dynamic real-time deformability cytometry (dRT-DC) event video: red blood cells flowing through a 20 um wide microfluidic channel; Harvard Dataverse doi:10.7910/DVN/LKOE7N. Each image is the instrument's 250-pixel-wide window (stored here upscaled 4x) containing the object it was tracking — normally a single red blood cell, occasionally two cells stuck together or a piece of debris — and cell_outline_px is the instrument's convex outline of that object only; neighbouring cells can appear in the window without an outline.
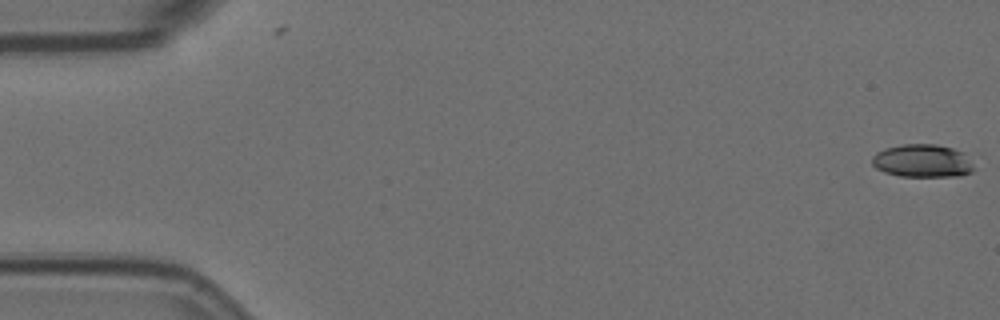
{"species": "Egyptian fruit bat (a non-hibernating species)", "species_latin": "Rousettus aegyptiacus", "temperature_condition": "room temperature", "stored_images_in_passage": 58, "camera_frame_rate_fps": 3000, "um_per_image_px": 0.085, "animal": {"sex": "female"}, "frame": {"image": 1, "passage_image": 1, "time_ms": 0.0, "image_size_px": [1000, 320], "cell_outline_px": [[976, 168], [972, 172], [960, 176], [900, 176], [884, 172], [876, 168], [872, 164], [872, 156], [876, 152], [884, 148], [904, 144], [936, 144], [952, 148], [964, 152]], "centroid_in_image_um": [78.42, 13.67], "position_along_channel_um": 6.6, "area_um2": 19.77}}
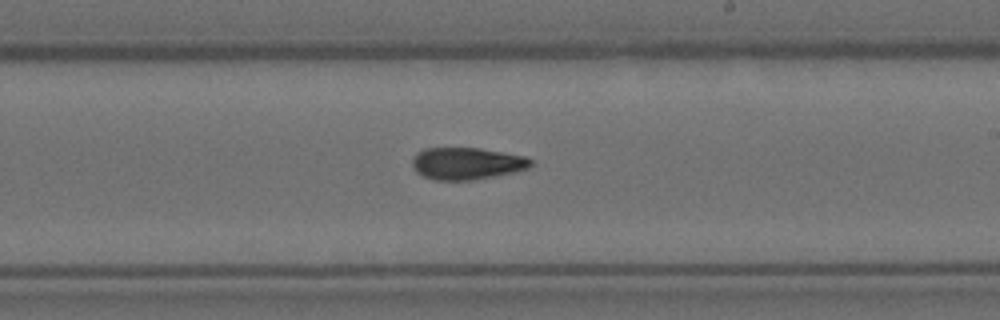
{"frame": {"image": 2, "passage_image": 34, "time_ms": 11.0, "image_size_px": [1000, 320], "cell_outline_px": [[532, 164], [528, 168], [512, 172], [472, 180], [432, 180], [416, 172], [412, 164], [412, 156], [416, 152], [424, 148], [480, 148], [504, 152], [524, 156], [532, 160]], "centroid_in_image_um": [39.63, 13.88], "position_along_channel_um": 249.4, "area_um2": 22.14}}
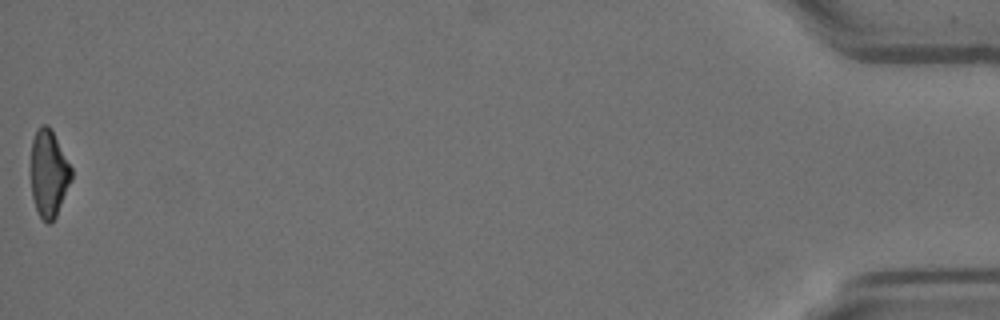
{"frame": {"image": 3, "passage_image": 58, "time_ms": 19.0, "image_size_px": [1000, 320], "cell_outline_px": [[72, 180], [56, 216], [48, 224], [40, 216], [36, 208], [32, 196], [32, 140], [36, 128], [40, 124], [48, 124], [52, 128], [72, 168]], "centroid_in_image_um": [4.17, 14.68], "position_along_channel_um": 431.0, "area_um2": 20.58}, "authors_computed_cell_mechanics": {"area_um2": 21.7328, "velocity_mm_per_s": 3.5347, "shape_relaxation_time_tau1_ms": 9.2126, "shape_relaxation_time_tau2_ms": null, "deformation_change_tau1": 0.2287, "deformation_change_tau2": null}}